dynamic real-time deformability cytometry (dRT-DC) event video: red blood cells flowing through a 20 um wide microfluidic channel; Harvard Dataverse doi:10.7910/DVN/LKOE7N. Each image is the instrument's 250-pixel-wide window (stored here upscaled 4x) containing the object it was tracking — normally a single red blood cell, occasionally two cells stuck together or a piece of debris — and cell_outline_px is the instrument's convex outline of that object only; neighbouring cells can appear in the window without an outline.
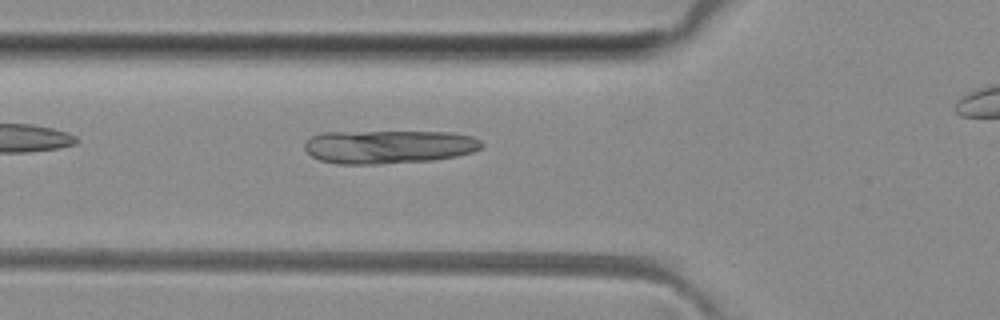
{"species": "common noctule bat (a hibernating species)", "species_latin": "Nyctalus noctula", "temperature_condition": "room temperature", "stored_images_in_passage": 29, "camera_frame_rate_fps": 3000, "um_per_image_px": 0.085, "animal": {"sex": "female", "body_mass_g": 29.2, "forearm_length_mm": 56.3}, "frame": {"image": 1, "passage_image": 3, "time_ms": 0.667, "image_size_px": [1000, 320], "cell_outline_px": [[484, 144], [480, 148], [472, 152], [456, 156], [432, 160], [380, 164], [336, 164], [320, 160], [312, 156], [304, 148], [304, 140], [320, 132], [452, 132], [472, 136], [480, 140]], "centroid_in_image_um": [33.01, 12.47], "position_along_channel_um": 92.8, "area_um2": 34.68}}
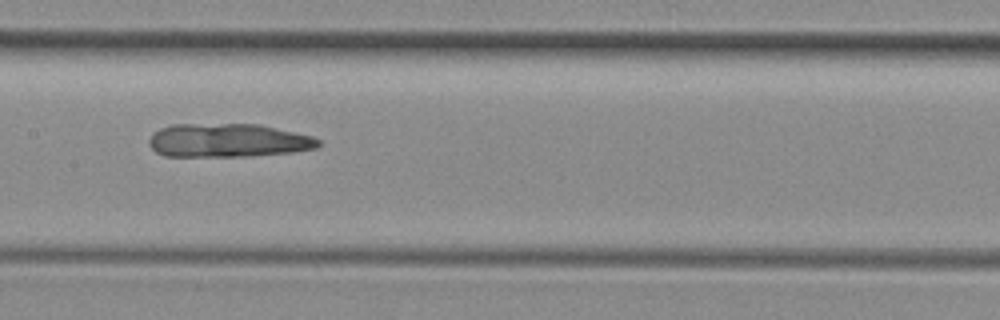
{"frame": {"image": 2, "passage_image": 10, "time_ms": 3.0, "image_size_px": [1000, 320], "cell_outline_px": [[320, 144], [316, 148], [292, 152], [252, 156], [164, 156], [156, 152], [148, 144], [148, 140], [160, 128], [172, 124], [260, 124], [312, 136], [320, 140]], "centroid_in_image_um": [19.38, 11.94], "position_along_channel_um": 188.0, "area_um2": 33.18}}
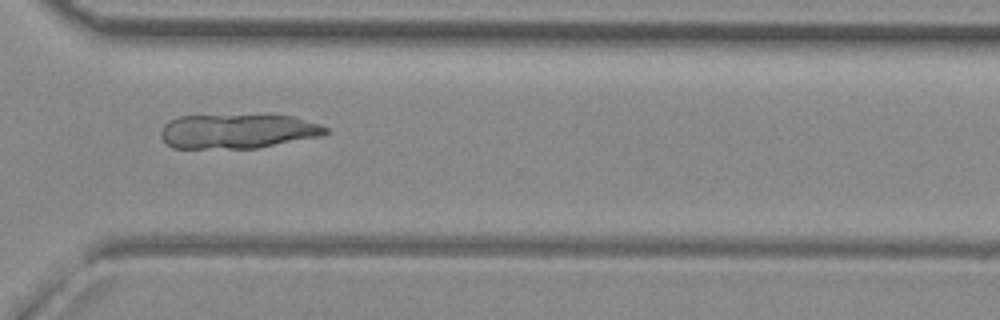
{"frame": {"image": 3, "passage_image": 22, "time_ms": 7.0, "image_size_px": [1000, 320], "cell_outline_px": [[328, 132], [320, 136], [256, 148], [172, 148], [160, 136], [160, 128], [168, 120], [180, 116], [296, 116], [320, 124], [328, 128]], "centroid_in_image_um": [20.17, 11.16], "position_along_channel_um": 350.4, "area_um2": 32.83}}